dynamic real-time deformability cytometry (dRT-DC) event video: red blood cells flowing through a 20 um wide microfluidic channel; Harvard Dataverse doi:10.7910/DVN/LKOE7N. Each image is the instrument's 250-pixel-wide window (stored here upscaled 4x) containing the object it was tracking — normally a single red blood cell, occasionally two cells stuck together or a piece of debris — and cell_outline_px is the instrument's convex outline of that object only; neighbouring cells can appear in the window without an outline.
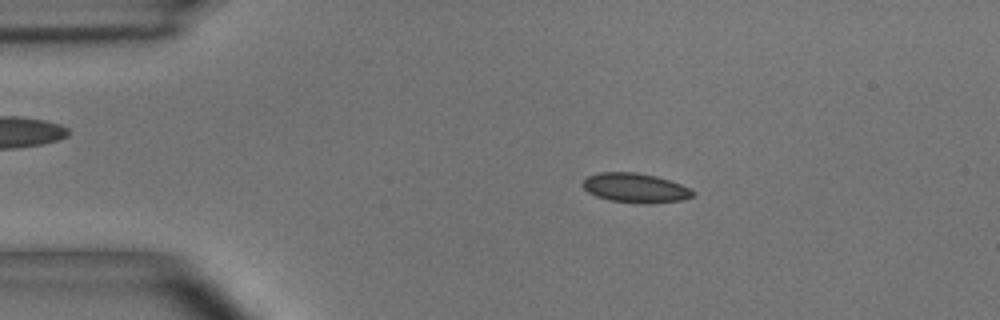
{"species": "common noctule bat (a hibernating species)", "species_latin": "Nyctalus noctula", "temperature_condition": "room temperature", "stored_images_in_passage": 54, "camera_frame_rate_fps": 3000, "um_per_image_px": 0.085, "animal": {"sex": "male", "body_mass_g": 15.6}, "frame": {"image": 1, "passage_image": 10, "time_ms": 3.0, "image_size_px": [1000, 320], "cell_outline_px": [[696, 192], [692, 196], [684, 200], [640, 204], [608, 200], [596, 196], [588, 192], [580, 184], [588, 176], [600, 172], [636, 172], [656, 176], [680, 184]], "centroid_in_image_um": [53.97, 15.97], "position_along_channel_um": 31.0, "area_um2": 18.9}}
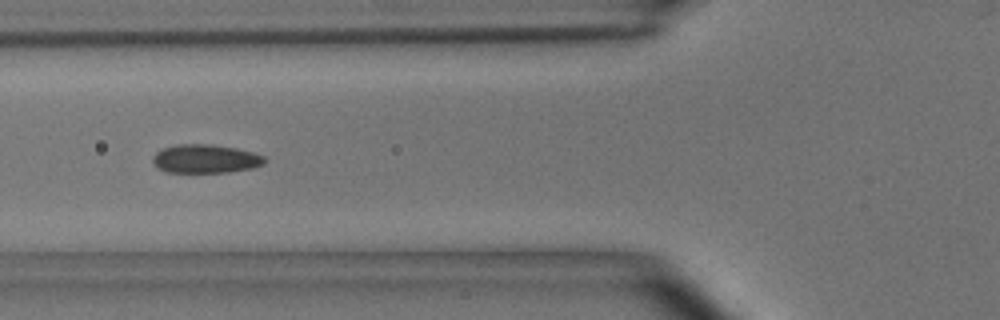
{"frame": {"image": 2, "passage_image": 20, "time_ms": 6.333, "image_size_px": [1000, 320], "cell_outline_px": [[268, 160], [264, 164], [252, 168], [228, 172], [168, 172], [156, 168], [152, 160], [152, 156], [156, 152], [164, 148], [176, 144], [212, 144], [236, 148], [256, 152], [264, 156]], "centroid_in_image_um": [17.49, 13.49], "position_along_channel_um": 108.3, "area_um2": 18.9}}
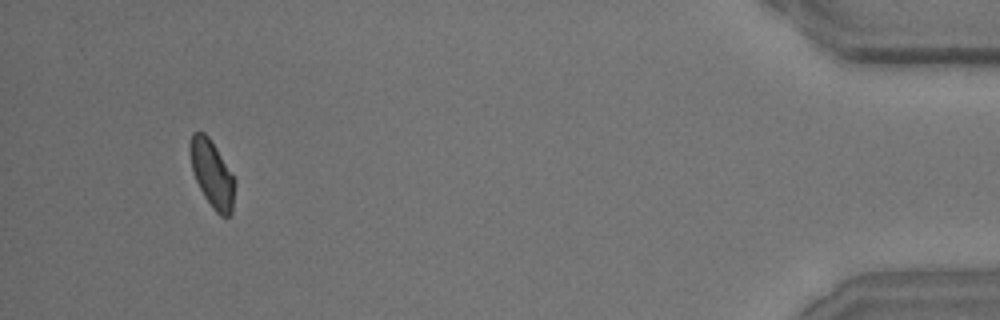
{"frame": {"image": 3, "passage_image": 51, "time_ms": 16.667, "image_size_px": [1000, 320], "cell_outline_px": [[236, 184], [232, 212], [228, 216], [220, 216], [212, 208], [204, 196], [196, 180], [192, 168], [188, 148], [188, 144], [192, 132], [204, 132], [208, 136], [216, 148], [236, 180]], "centroid_in_image_um": [18.02, 14.78], "position_along_channel_um": 417.2, "area_um2": 17.57}, "authors_computed_cell_mechanics": {"area_um2": 18.3515, "velocity_mm_per_s": 3.6778, "shape_relaxation_time_tau1_ms": 4.4081, "shape_relaxation_time_tau2_ms": 2.0404, "deformation_change_tau1": 0.0836, "deformation_change_tau2": 0.0519}}